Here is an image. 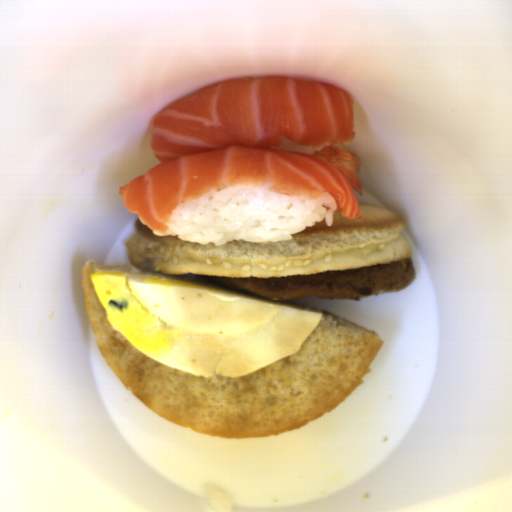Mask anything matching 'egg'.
<instances>
[{"instance_id": "obj_1", "label": "egg", "mask_w": 512, "mask_h": 512, "mask_svg": "<svg viewBox=\"0 0 512 512\" xmlns=\"http://www.w3.org/2000/svg\"><path fill=\"white\" fill-rule=\"evenodd\" d=\"M112 328L160 365L201 377H240L296 354L323 318L278 301L180 274L89 276Z\"/></svg>"}]
</instances>
